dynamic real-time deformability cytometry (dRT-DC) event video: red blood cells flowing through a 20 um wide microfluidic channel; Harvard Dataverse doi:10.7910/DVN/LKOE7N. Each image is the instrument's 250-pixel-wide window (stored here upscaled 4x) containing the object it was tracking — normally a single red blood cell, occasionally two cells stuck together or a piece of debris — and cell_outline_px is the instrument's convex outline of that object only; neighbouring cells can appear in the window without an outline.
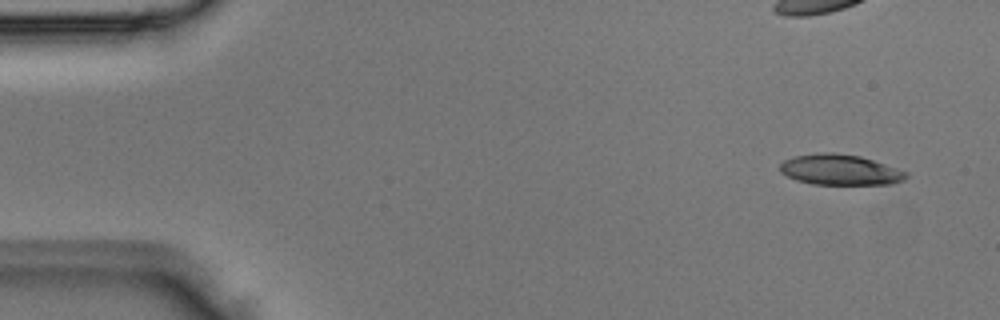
{"species": "Egyptian fruit bat (a non-hibernating species)", "species_latin": "Rousettus aegyptiacus", "temperature_condition": "room temperature", "stored_images_in_passage": 4, "camera_frame_rate_fps": 3000, "um_per_image_px": 0.085, "animal": {"sex": "male"}, "frame": {"image": 1, "passage_image": 1, "time_ms": 0.0, "image_size_px": [1000, 320], "cell_outline_px": [[908, 176], [904, 180], [892, 184], [812, 184], [796, 180], [780, 172], [780, 164], [784, 160], [792, 156], [820, 152], [832, 152], [860, 156], [908, 172]], "centroid_in_image_um": [71.38, 14.43], "position_along_channel_um": 13.6, "area_um2": 22.48}}